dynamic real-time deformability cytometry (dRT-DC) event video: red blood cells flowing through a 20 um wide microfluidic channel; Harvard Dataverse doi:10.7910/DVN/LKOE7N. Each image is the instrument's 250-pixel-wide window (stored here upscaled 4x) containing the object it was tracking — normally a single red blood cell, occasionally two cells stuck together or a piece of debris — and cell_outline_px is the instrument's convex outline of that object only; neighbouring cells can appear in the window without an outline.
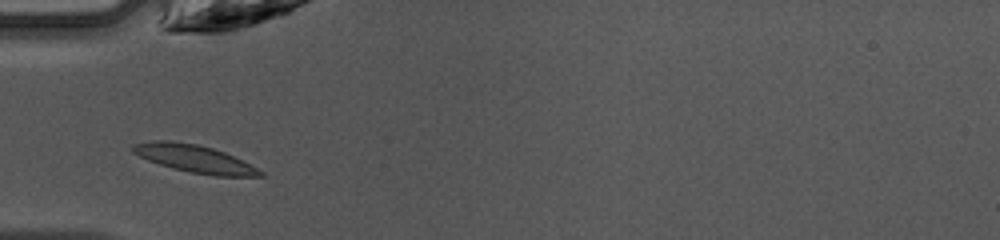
{"species": "common noctule bat (a hibernating species)", "species_latin": "Nyctalus noctula", "temperature_condition": "warm", "stored_images_in_passage": 33, "camera_frame_rate_fps": 3000, "um_per_image_px": 0.085, "animal": {"sex": "female", "body_mass_g": 10.0, "forearm_length_mm": 53.1}, "frame": {"image": 1, "passage_image": 1, "time_ms": 0.0, "image_size_px": [1000, 240], "cell_outline_px": [[264, 176], [212, 176], [172, 168], [148, 160], [132, 152], [132, 144], [152, 140], [172, 140], [196, 144], [212, 148], [224, 152], [264, 172]], "centroid_in_image_um": [16.49, 13.48], "position_along_channel_um": 68.5, "area_um2": 20.23}}
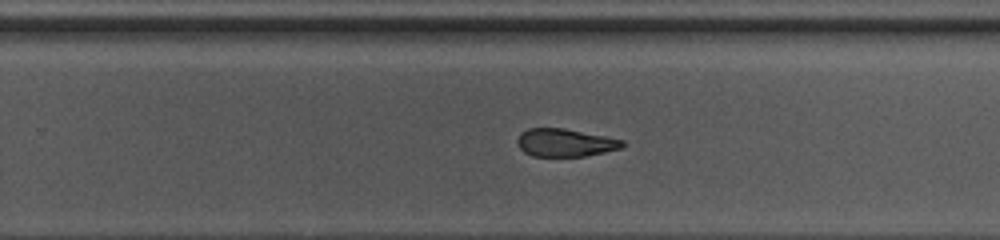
{"frame": {"image": 2, "passage_image": 16, "time_ms": 5.0, "image_size_px": [1000, 240], "cell_outline_px": [[628, 144], [620, 148], [604, 152], [584, 156], [532, 156], [524, 152], [520, 148], [516, 140], [520, 132], [528, 128], [564, 128], [624, 140]], "centroid_in_image_um": [48.02, 12.12], "position_along_channel_um": 281.8, "area_um2": 17.11}}
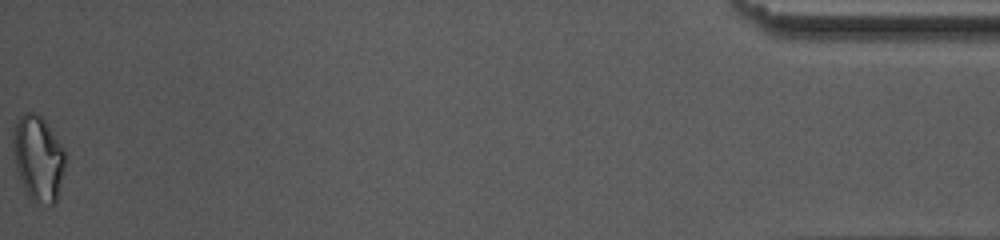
{"frame": {"image": 3, "passage_image": 33, "time_ms": 10.667, "image_size_px": [1000, 240], "cell_outline_px": [[64, 168], [56, 204], [36, 204], [28, 196], [16, 168], [12, 152], [12, 132], [16, 120], [24, 112], [36, 112], [44, 120], [64, 148]], "centroid_in_image_um": [3.22, 13.44], "position_along_channel_um": 432.0, "area_um2": 26.07}, "authors_computed_cell_mechanics": {"area_um2": 18.785, "velocity_mm_per_s": 4.257, "shape_relaxation_time_tau1_ms": 6.0781, "shape_relaxation_time_tau2_ms": 2.932, "deformation_change_tau1": 0.1635, "deformation_change_tau2": 0.115}}